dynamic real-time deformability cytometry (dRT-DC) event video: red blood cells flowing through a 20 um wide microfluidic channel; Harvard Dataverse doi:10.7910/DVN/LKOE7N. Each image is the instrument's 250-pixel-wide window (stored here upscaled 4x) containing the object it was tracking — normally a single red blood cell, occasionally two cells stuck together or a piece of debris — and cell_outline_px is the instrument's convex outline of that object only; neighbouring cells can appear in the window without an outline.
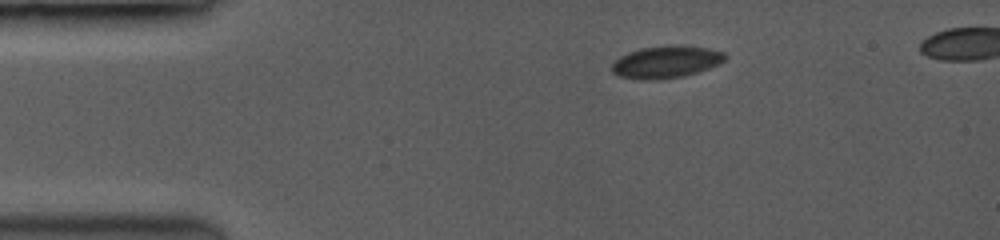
{"species": "common noctule bat (a hibernating species)", "species_latin": "Nyctalus noctula", "temperature_condition": "room temperature", "stored_images_in_passage": 5, "segment_of_instrument_passage": [1, 2], "camera_frame_rate_fps": 3500, "um_per_image_px": 0.085, "animal": {"sex": "female", "body_mass_g": 19.0, "forearm_length_mm": 53.3}, "frame": {"image": 1, "passage_image": 1, "time_ms": 0.0, "image_size_px": [1000, 240], "cell_outline_px": [[728, 56], [724, 60], [708, 68], [696, 72], [680, 76], [620, 76], [612, 72], [612, 64], [620, 56], [628, 52], [644, 48], [704, 48], [724, 52]], "centroid_in_image_um": [56.63, 5.24], "position_along_channel_um": 28.4, "area_um2": 18.96}}